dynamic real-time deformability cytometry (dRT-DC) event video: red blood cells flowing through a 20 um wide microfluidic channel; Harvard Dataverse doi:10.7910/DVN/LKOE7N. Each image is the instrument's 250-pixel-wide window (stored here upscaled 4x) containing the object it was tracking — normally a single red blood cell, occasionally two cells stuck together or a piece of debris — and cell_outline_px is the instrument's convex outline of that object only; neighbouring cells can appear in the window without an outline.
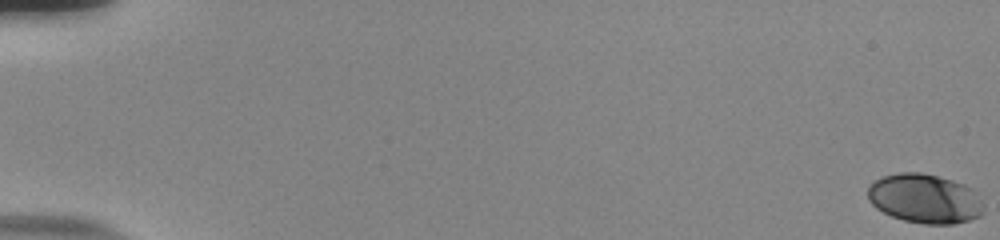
{"species": "human", "species_latin": "Homo sapiens", "temperature_condition": "room temperature", "stored_images_in_passage": 57, "camera_frame_rate_fps": 3000, "um_per_image_px": 0.085, "donor": {"sex": "male"}, "frame": {"image": 1, "passage_image": 1, "time_ms": 0.0, "image_size_px": [1000, 240], "cell_outline_px": [[984, 212], [980, 216], [968, 220], [952, 224], [924, 224], [904, 220], [892, 216], [876, 208], [868, 200], [868, 188], [880, 176], [900, 172], [920, 172], [952, 180], [964, 184], [972, 188], [984, 204]], "centroid_in_image_um": [78.62, 16.88], "position_along_channel_um": 6.4, "area_um2": 33.35}}
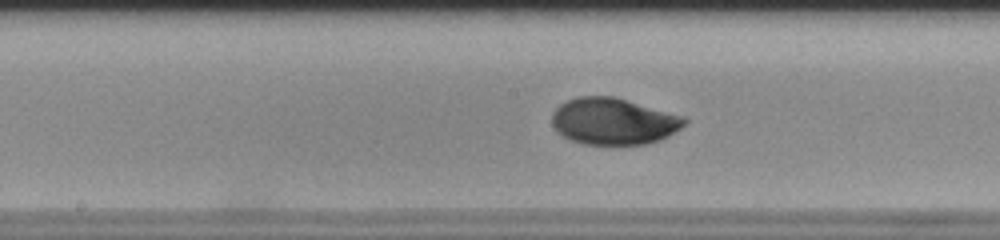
{"frame": {"image": 2, "passage_image": 32, "time_ms": 10.333, "image_size_px": [1000, 240], "cell_outline_px": [[688, 120], [680, 128], [668, 136], [660, 140], [644, 144], [584, 144], [560, 136], [556, 132], [552, 124], [552, 112], [560, 104], [568, 100], [580, 96], [612, 96], [684, 116]], "centroid_in_image_um": [52.11, 10.31], "position_along_channel_um": 196.1, "area_um2": 35.89}}
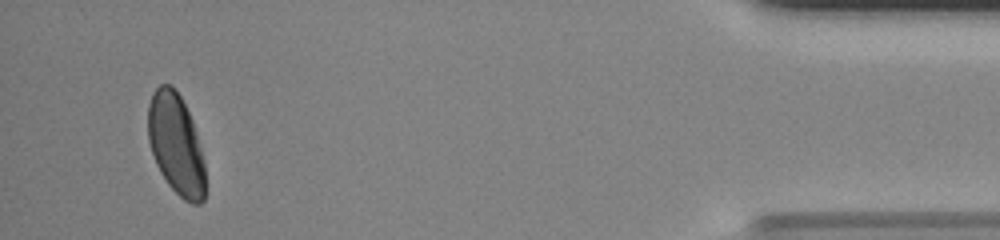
{"frame": {"image": 3, "passage_image": 55, "time_ms": 18.0, "image_size_px": [1000, 240], "cell_outline_px": [[204, 200], [200, 204], [192, 204], [184, 200], [168, 184], [160, 172], [156, 164], [148, 140], [148, 104], [152, 92], [160, 84], [172, 84], [180, 96], [192, 120], [196, 132], [204, 164]], "centroid_in_image_um": [14.94, 12.24], "position_along_channel_um": 420.3, "area_um2": 33.47}, "authors_computed_cell_mechanics": {"area_um2": 34.3332, "velocity_mm_per_s": 3.7593, "shape_relaxation_time_tau1_ms": 3.7711, "shape_relaxation_time_tau2_ms": null, "deformation_change_tau1": 0.155, "deformation_change_tau2": null}}